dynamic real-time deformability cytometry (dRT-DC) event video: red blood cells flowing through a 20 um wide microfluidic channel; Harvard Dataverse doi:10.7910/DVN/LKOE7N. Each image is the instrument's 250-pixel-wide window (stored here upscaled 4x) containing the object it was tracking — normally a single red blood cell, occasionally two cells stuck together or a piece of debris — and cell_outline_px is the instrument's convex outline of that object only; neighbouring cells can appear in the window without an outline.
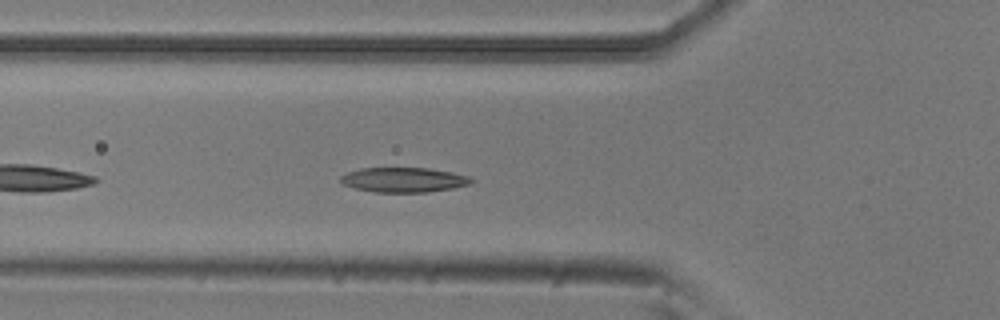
{"species": "common noctule bat (a hibernating species)", "species_latin": "Nyctalus noctula", "temperature_condition": "room temperature", "stored_images_in_passage": 32, "camera_frame_rate_fps": 3000, "um_per_image_px": 0.085, "animal": {"sex": "male", "body_mass_g": 20.5, "forearm_length_mm": 52.5}, "frame": {"image": 1, "passage_image": 6, "time_ms": 1.667, "image_size_px": [1000, 320], "cell_outline_px": [[476, 180], [472, 184], [452, 188], [428, 192], [376, 192], [356, 188], [344, 184], [340, 180], [340, 176], [348, 172], [360, 168], [428, 168], [452, 172], [468, 176]], "centroid_in_image_um": [34.36, 15.28], "position_along_channel_um": 91.4, "area_um2": 18.84}}
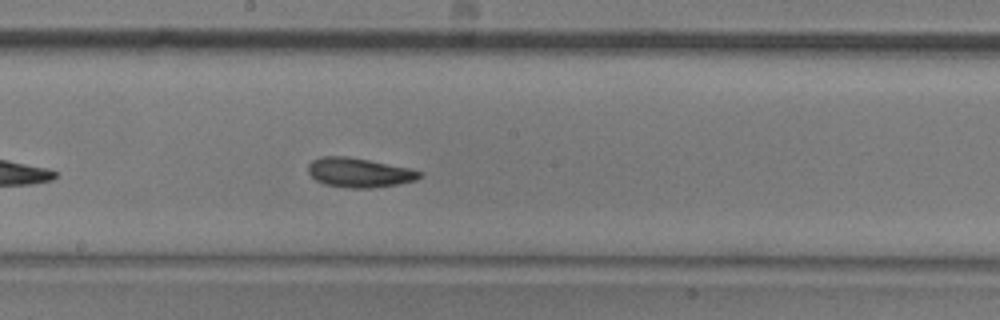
{"frame": {"image": 2, "passage_image": 16, "time_ms": 5.0, "image_size_px": [1000, 320], "cell_outline_px": [[424, 172], [416, 180], [396, 184], [372, 188], [352, 188], [324, 184], [316, 180], [308, 172], [308, 164], [312, 160], [320, 156], [344, 156], [368, 160], [408, 168]], "centroid_in_image_um": [30.5, 14.67], "position_along_channel_um": 217.7, "area_um2": 18.9}}
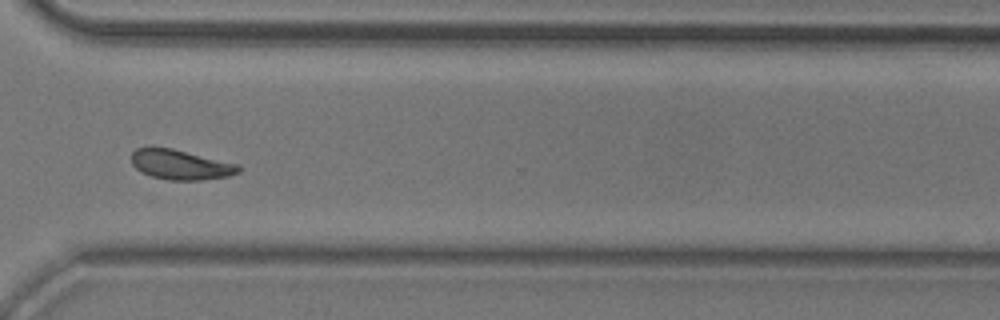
{"frame": {"image": 3, "passage_image": 27, "time_ms": 8.667, "image_size_px": [1000, 320], "cell_outline_px": [[240, 172], [228, 176], [200, 180], [168, 180], [152, 176], [140, 172], [132, 164], [132, 152], [136, 148], [172, 148], [240, 164]], "centroid_in_image_um": [15.37, 14.0], "position_along_channel_um": 355.2, "area_um2": 18.61}, "authors_computed_cell_mechanics": {"area_um2": 18.8139, "velocity_mm_per_s": 3.7672, "shape_relaxation_time_tau1_ms": 2.8014, "shape_relaxation_time_tau2_ms": 1.9183, "deformation_change_tau1": 0.1052, "deformation_change_tau2": 0.0747}}